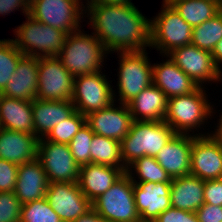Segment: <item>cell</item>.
<instances>
[{
    "label": "cell",
    "instance_id": "60d3db41",
    "mask_svg": "<svg viewBox=\"0 0 222 222\" xmlns=\"http://www.w3.org/2000/svg\"><path fill=\"white\" fill-rule=\"evenodd\" d=\"M19 8L25 15L29 14V4L26 0H0V15H8Z\"/></svg>",
    "mask_w": 222,
    "mask_h": 222
},
{
    "label": "cell",
    "instance_id": "277c9868",
    "mask_svg": "<svg viewBox=\"0 0 222 222\" xmlns=\"http://www.w3.org/2000/svg\"><path fill=\"white\" fill-rule=\"evenodd\" d=\"M206 95L204 87L199 86L190 94L168 98L164 121L176 134H189L192 129L194 132L214 113Z\"/></svg>",
    "mask_w": 222,
    "mask_h": 222
},
{
    "label": "cell",
    "instance_id": "8fae6325",
    "mask_svg": "<svg viewBox=\"0 0 222 222\" xmlns=\"http://www.w3.org/2000/svg\"><path fill=\"white\" fill-rule=\"evenodd\" d=\"M38 78V99L71 101L74 76L57 56L38 58Z\"/></svg>",
    "mask_w": 222,
    "mask_h": 222
},
{
    "label": "cell",
    "instance_id": "b9f144b4",
    "mask_svg": "<svg viewBox=\"0 0 222 222\" xmlns=\"http://www.w3.org/2000/svg\"><path fill=\"white\" fill-rule=\"evenodd\" d=\"M73 222H110V221L101 217L93 208H91L85 214L81 215Z\"/></svg>",
    "mask_w": 222,
    "mask_h": 222
},
{
    "label": "cell",
    "instance_id": "f6af8a7d",
    "mask_svg": "<svg viewBox=\"0 0 222 222\" xmlns=\"http://www.w3.org/2000/svg\"><path fill=\"white\" fill-rule=\"evenodd\" d=\"M219 123H218V126H216L217 127V129H216V131H214L213 133H212V135L221 143V145H222V115L220 116V119H219V121H218Z\"/></svg>",
    "mask_w": 222,
    "mask_h": 222
},
{
    "label": "cell",
    "instance_id": "8992f818",
    "mask_svg": "<svg viewBox=\"0 0 222 222\" xmlns=\"http://www.w3.org/2000/svg\"><path fill=\"white\" fill-rule=\"evenodd\" d=\"M162 5L161 12L150 19V47L165 56L175 48L191 44L193 27L166 0Z\"/></svg>",
    "mask_w": 222,
    "mask_h": 222
},
{
    "label": "cell",
    "instance_id": "9c48e42d",
    "mask_svg": "<svg viewBox=\"0 0 222 222\" xmlns=\"http://www.w3.org/2000/svg\"><path fill=\"white\" fill-rule=\"evenodd\" d=\"M81 1L34 0L29 5L28 15L38 22L58 28L67 34L74 33L80 30V20L83 19L84 8H86Z\"/></svg>",
    "mask_w": 222,
    "mask_h": 222
},
{
    "label": "cell",
    "instance_id": "e575fe53",
    "mask_svg": "<svg viewBox=\"0 0 222 222\" xmlns=\"http://www.w3.org/2000/svg\"><path fill=\"white\" fill-rule=\"evenodd\" d=\"M93 135L94 133L90 126L85 123L68 144L73 158L80 167L90 163V150Z\"/></svg>",
    "mask_w": 222,
    "mask_h": 222
},
{
    "label": "cell",
    "instance_id": "d590c367",
    "mask_svg": "<svg viewBox=\"0 0 222 222\" xmlns=\"http://www.w3.org/2000/svg\"><path fill=\"white\" fill-rule=\"evenodd\" d=\"M22 203L14 191L0 192V222H19Z\"/></svg>",
    "mask_w": 222,
    "mask_h": 222
},
{
    "label": "cell",
    "instance_id": "ac0fdd59",
    "mask_svg": "<svg viewBox=\"0 0 222 222\" xmlns=\"http://www.w3.org/2000/svg\"><path fill=\"white\" fill-rule=\"evenodd\" d=\"M194 135L175 134L155 157L171 179L190 175Z\"/></svg>",
    "mask_w": 222,
    "mask_h": 222
},
{
    "label": "cell",
    "instance_id": "4fadbf2b",
    "mask_svg": "<svg viewBox=\"0 0 222 222\" xmlns=\"http://www.w3.org/2000/svg\"><path fill=\"white\" fill-rule=\"evenodd\" d=\"M166 56L170 57L198 86L207 81L221 80L222 71L216 67L212 53L193 44L175 48Z\"/></svg>",
    "mask_w": 222,
    "mask_h": 222
},
{
    "label": "cell",
    "instance_id": "2e32d148",
    "mask_svg": "<svg viewBox=\"0 0 222 222\" xmlns=\"http://www.w3.org/2000/svg\"><path fill=\"white\" fill-rule=\"evenodd\" d=\"M127 174L134 183V200L141 222H154L161 213L171 207V183L138 182L134 178L135 174Z\"/></svg>",
    "mask_w": 222,
    "mask_h": 222
},
{
    "label": "cell",
    "instance_id": "e0dca14e",
    "mask_svg": "<svg viewBox=\"0 0 222 222\" xmlns=\"http://www.w3.org/2000/svg\"><path fill=\"white\" fill-rule=\"evenodd\" d=\"M114 102L86 116V123L94 134L121 141L130 131L133 117L128 104L114 106Z\"/></svg>",
    "mask_w": 222,
    "mask_h": 222
},
{
    "label": "cell",
    "instance_id": "d4e9b609",
    "mask_svg": "<svg viewBox=\"0 0 222 222\" xmlns=\"http://www.w3.org/2000/svg\"><path fill=\"white\" fill-rule=\"evenodd\" d=\"M168 98L157 86L151 84L128 103L134 121H164Z\"/></svg>",
    "mask_w": 222,
    "mask_h": 222
},
{
    "label": "cell",
    "instance_id": "8d00e7d4",
    "mask_svg": "<svg viewBox=\"0 0 222 222\" xmlns=\"http://www.w3.org/2000/svg\"><path fill=\"white\" fill-rule=\"evenodd\" d=\"M18 166L13 162L0 158V192L14 191L18 176Z\"/></svg>",
    "mask_w": 222,
    "mask_h": 222
},
{
    "label": "cell",
    "instance_id": "f35d334b",
    "mask_svg": "<svg viewBox=\"0 0 222 222\" xmlns=\"http://www.w3.org/2000/svg\"><path fill=\"white\" fill-rule=\"evenodd\" d=\"M204 202L222 206V178L204 181Z\"/></svg>",
    "mask_w": 222,
    "mask_h": 222
},
{
    "label": "cell",
    "instance_id": "603a6c76",
    "mask_svg": "<svg viewBox=\"0 0 222 222\" xmlns=\"http://www.w3.org/2000/svg\"><path fill=\"white\" fill-rule=\"evenodd\" d=\"M36 135L0 128V158L17 165L37 158Z\"/></svg>",
    "mask_w": 222,
    "mask_h": 222
},
{
    "label": "cell",
    "instance_id": "44dd1931",
    "mask_svg": "<svg viewBox=\"0 0 222 222\" xmlns=\"http://www.w3.org/2000/svg\"><path fill=\"white\" fill-rule=\"evenodd\" d=\"M49 183L42 163L36 158L18 166L14 193L23 205L46 197Z\"/></svg>",
    "mask_w": 222,
    "mask_h": 222
},
{
    "label": "cell",
    "instance_id": "83f0119b",
    "mask_svg": "<svg viewBox=\"0 0 222 222\" xmlns=\"http://www.w3.org/2000/svg\"><path fill=\"white\" fill-rule=\"evenodd\" d=\"M192 27L210 20L222 10V3L215 0H166Z\"/></svg>",
    "mask_w": 222,
    "mask_h": 222
},
{
    "label": "cell",
    "instance_id": "1f68e13d",
    "mask_svg": "<svg viewBox=\"0 0 222 222\" xmlns=\"http://www.w3.org/2000/svg\"><path fill=\"white\" fill-rule=\"evenodd\" d=\"M22 55L12 39L0 40V93L11 80Z\"/></svg>",
    "mask_w": 222,
    "mask_h": 222
},
{
    "label": "cell",
    "instance_id": "484cf974",
    "mask_svg": "<svg viewBox=\"0 0 222 222\" xmlns=\"http://www.w3.org/2000/svg\"><path fill=\"white\" fill-rule=\"evenodd\" d=\"M171 207L196 212L204 202V180L186 175L171 180Z\"/></svg>",
    "mask_w": 222,
    "mask_h": 222
},
{
    "label": "cell",
    "instance_id": "30bf717a",
    "mask_svg": "<svg viewBox=\"0 0 222 222\" xmlns=\"http://www.w3.org/2000/svg\"><path fill=\"white\" fill-rule=\"evenodd\" d=\"M101 70L74 77L71 102L85 117L110 106L115 101L114 91Z\"/></svg>",
    "mask_w": 222,
    "mask_h": 222
},
{
    "label": "cell",
    "instance_id": "7402d4cb",
    "mask_svg": "<svg viewBox=\"0 0 222 222\" xmlns=\"http://www.w3.org/2000/svg\"><path fill=\"white\" fill-rule=\"evenodd\" d=\"M152 84L167 98L190 94L199 87L170 57L163 63L152 65Z\"/></svg>",
    "mask_w": 222,
    "mask_h": 222
},
{
    "label": "cell",
    "instance_id": "ab89813d",
    "mask_svg": "<svg viewBox=\"0 0 222 222\" xmlns=\"http://www.w3.org/2000/svg\"><path fill=\"white\" fill-rule=\"evenodd\" d=\"M195 213L199 222H222V206L204 203Z\"/></svg>",
    "mask_w": 222,
    "mask_h": 222
},
{
    "label": "cell",
    "instance_id": "bcb514c9",
    "mask_svg": "<svg viewBox=\"0 0 222 222\" xmlns=\"http://www.w3.org/2000/svg\"><path fill=\"white\" fill-rule=\"evenodd\" d=\"M28 4L30 5L34 0H26Z\"/></svg>",
    "mask_w": 222,
    "mask_h": 222
},
{
    "label": "cell",
    "instance_id": "836d02e7",
    "mask_svg": "<svg viewBox=\"0 0 222 222\" xmlns=\"http://www.w3.org/2000/svg\"><path fill=\"white\" fill-rule=\"evenodd\" d=\"M19 222H63L46 197L22 205Z\"/></svg>",
    "mask_w": 222,
    "mask_h": 222
},
{
    "label": "cell",
    "instance_id": "5b68a950",
    "mask_svg": "<svg viewBox=\"0 0 222 222\" xmlns=\"http://www.w3.org/2000/svg\"><path fill=\"white\" fill-rule=\"evenodd\" d=\"M26 19V22L13 30L17 36L12 41L17 49L23 55L37 58L58 56L68 34L38 22L29 15H26Z\"/></svg>",
    "mask_w": 222,
    "mask_h": 222
},
{
    "label": "cell",
    "instance_id": "52a82bcc",
    "mask_svg": "<svg viewBox=\"0 0 222 222\" xmlns=\"http://www.w3.org/2000/svg\"><path fill=\"white\" fill-rule=\"evenodd\" d=\"M133 187L132 179L125 172L111 188L92 202V208L110 222H141Z\"/></svg>",
    "mask_w": 222,
    "mask_h": 222
},
{
    "label": "cell",
    "instance_id": "ba28073f",
    "mask_svg": "<svg viewBox=\"0 0 222 222\" xmlns=\"http://www.w3.org/2000/svg\"><path fill=\"white\" fill-rule=\"evenodd\" d=\"M118 52L119 104L130 103L138 94L152 84V66L147 52Z\"/></svg>",
    "mask_w": 222,
    "mask_h": 222
},
{
    "label": "cell",
    "instance_id": "9a60e30c",
    "mask_svg": "<svg viewBox=\"0 0 222 222\" xmlns=\"http://www.w3.org/2000/svg\"><path fill=\"white\" fill-rule=\"evenodd\" d=\"M46 199L63 222H73L92 208L77 183H49Z\"/></svg>",
    "mask_w": 222,
    "mask_h": 222
},
{
    "label": "cell",
    "instance_id": "ee69618b",
    "mask_svg": "<svg viewBox=\"0 0 222 222\" xmlns=\"http://www.w3.org/2000/svg\"><path fill=\"white\" fill-rule=\"evenodd\" d=\"M86 4H128L132 3V0H87Z\"/></svg>",
    "mask_w": 222,
    "mask_h": 222
},
{
    "label": "cell",
    "instance_id": "f546056e",
    "mask_svg": "<svg viewBox=\"0 0 222 222\" xmlns=\"http://www.w3.org/2000/svg\"><path fill=\"white\" fill-rule=\"evenodd\" d=\"M222 39V10L200 25L192 28L191 44L212 53L216 44Z\"/></svg>",
    "mask_w": 222,
    "mask_h": 222
},
{
    "label": "cell",
    "instance_id": "7a4b0ae2",
    "mask_svg": "<svg viewBox=\"0 0 222 222\" xmlns=\"http://www.w3.org/2000/svg\"><path fill=\"white\" fill-rule=\"evenodd\" d=\"M175 134L165 121H133L129 133L120 141L124 165L140 157H156Z\"/></svg>",
    "mask_w": 222,
    "mask_h": 222
},
{
    "label": "cell",
    "instance_id": "3957f363",
    "mask_svg": "<svg viewBox=\"0 0 222 222\" xmlns=\"http://www.w3.org/2000/svg\"><path fill=\"white\" fill-rule=\"evenodd\" d=\"M106 54L105 47L94 34L89 35L78 30L67 35L57 57L76 77L100 71Z\"/></svg>",
    "mask_w": 222,
    "mask_h": 222
},
{
    "label": "cell",
    "instance_id": "4316f807",
    "mask_svg": "<svg viewBox=\"0 0 222 222\" xmlns=\"http://www.w3.org/2000/svg\"><path fill=\"white\" fill-rule=\"evenodd\" d=\"M0 128L35 135L32 101L0 95Z\"/></svg>",
    "mask_w": 222,
    "mask_h": 222
},
{
    "label": "cell",
    "instance_id": "7c38bea8",
    "mask_svg": "<svg viewBox=\"0 0 222 222\" xmlns=\"http://www.w3.org/2000/svg\"><path fill=\"white\" fill-rule=\"evenodd\" d=\"M37 158L42 163L50 183H77L80 166L72 156L68 144L38 140Z\"/></svg>",
    "mask_w": 222,
    "mask_h": 222
},
{
    "label": "cell",
    "instance_id": "d6a6232c",
    "mask_svg": "<svg viewBox=\"0 0 222 222\" xmlns=\"http://www.w3.org/2000/svg\"><path fill=\"white\" fill-rule=\"evenodd\" d=\"M85 123L86 117L75 111L66 120L55 125L44 139L55 143L69 144Z\"/></svg>",
    "mask_w": 222,
    "mask_h": 222
},
{
    "label": "cell",
    "instance_id": "cb8c5ba5",
    "mask_svg": "<svg viewBox=\"0 0 222 222\" xmlns=\"http://www.w3.org/2000/svg\"><path fill=\"white\" fill-rule=\"evenodd\" d=\"M71 101H51L35 98L32 101L34 134L44 138L58 123L66 120L75 112Z\"/></svg>",
    "mask_w": 222,
    "mask_h": 222
},
{
    "label": "cell",
    "instance_id": "ffe728a7",
    "mask_svg": "<svg viewBox=\"0 0 222 222\" xmlns=\"http://www.w3.org/2000/svg\"><path fill=\"white\" fill-rule=\"evenodd\" d=\"M126 172V169L89 163L80 167L78 186L91 201L104 194Z\"/></svg>",
    "mask_w": 222,
    "mask_h": 222
},
{
    "label": "cell",
    "instance_id": "74e56055",
    "mask_svg": "<svg viewBox=\"0 0 222 222\" xmlns=\"http://www.w3.org/2000/svg\"><path fill=\"white\" fill-rule=\"evenodd\" d=\"M154 222H199L195 212H188L174 207L161 213Z\"/></svg>",
    "mask_w": 222,
    "mask_h": 222
},
{
    "label": "cell",
    "instance_id": "7bdbcfd3",
    "mask_svg": "<svg viewBox=\"0 0 222 222\" xmlns=\"http://www.w3.org/2000/svg\"><path fill=\"white\" fill-rule=\"evenodd\" d=\"M212 57L216 67L221 71L220 64L222 63V39L216 44L214 50L212 51Z\"/></svg>",
    "mask_w": 222,
    "mask_h": 222
},
{
    "label": "cell",
    "instance_id": "5bb4252c",
    "mask_svg": "<svg viewBox=\"0 0 222 222\" xmlns=\"http://www.w3.org/2000/svg\"><path fill=\"white\" fill-rule=\"evenodd\" d=\"M190 175L204 181L222 178V145L212 134L194 135Z\"/></svg>",
    "mask_w": 222,
    "mask_h": 222
},
{
    "label": "cell",
    "instance_id": "d6986e66",
    "mask_svg": "<svg viewBox=\"0 0 222 222\" xmlns=\"http://www.w3.org/2000/svg\"><path fill=\"white\" fill-rule=\"evenodd\" d=\"M38 79V58L22 55L15 73L0 95L33 101L37 98Z\"/></svg>",
    "mask_w": 222,
    "mask_h": 222
},
{
    "label": "cell",
    "instance_id": "f1b7e54d",
    "mask_svg": "<svg viewBox=\"0 0 222 222\" xmlns=\"http://www.w3.org/2000/svg\"><path fill=\"white\" fill-rule=\"evenodd\" d=\"M90 163L127 169L121 158L120 141L97 134L91 142Z\"/></svg>",
    "mask_w": 222,
    "mask_h": 222
},
{
    "label": "cell",
    "instance_id": "4dcf8cb0",
    "mask_svg": "<svg viewBox=\"0 0 222 222\" xmlns=\"http://www.w3.org/2000/svg\"><path fill=\"white\" fill-rule=\"evenodd\" d=\"M132 170L136 172L139 182L171 183L172 180L155 157L144 156L136 159L127 166L126 173H132Z\"/></svg>",
    "mask_w": 222,
    "mask_h": 222
},
{
    "label": "cell",
    "instance_id": "6da1fadb",
    "mask_svg": "<svg viewBox=\"0 0 222 222\" xmlns=\"http://www.w3.org/2000/svg\"><path fill=\"white\" fill-rule=\"evenodd\" d=\"M85 13L94 34L107 53L138 52L150 47V20L134 3L86 4ZM93 26V27H92Z\"/></svg>",
    "mask_w": 222,
    "mask_h": 222
}]
</instances>
